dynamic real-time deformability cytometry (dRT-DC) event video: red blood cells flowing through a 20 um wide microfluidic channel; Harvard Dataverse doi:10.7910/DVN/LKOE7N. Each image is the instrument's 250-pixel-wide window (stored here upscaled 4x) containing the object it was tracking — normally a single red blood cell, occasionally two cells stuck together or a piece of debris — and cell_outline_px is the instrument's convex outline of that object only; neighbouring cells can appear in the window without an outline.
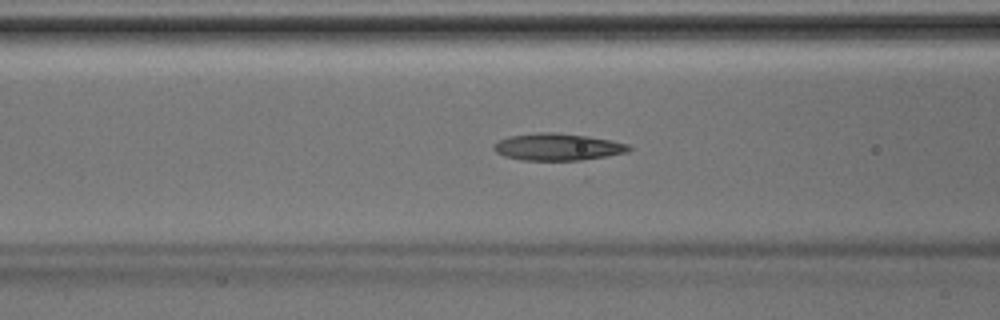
{"species": "Egyptian fruit bat (a non-hibernating species)", "species_latin": "Rousettus aegyptiacus", "temperature_condition": "room temperature", "stored_images_in_passage": 43, "camera_frame_rate_fps": 3000, "um_per_image_px": 0.085, "animal": {"sex": "male"}, "frame": {"image": 1, "passage_image": 17, "time_ms": 5.333, "image_size_px": [1000, 320], "cell_outline_px": [[632, 148], [628, 152], [580, 160], [520, 160], [504, 156], [496, 152], [492, 148], [492, 144], [508, 136], [536, 132], [556, 132], [588, 136], [628, 144]], "centroid_in_image_um": [47.34, 12.48], "position_along_channel_um": 119.3, "area_um2": 21.27}}
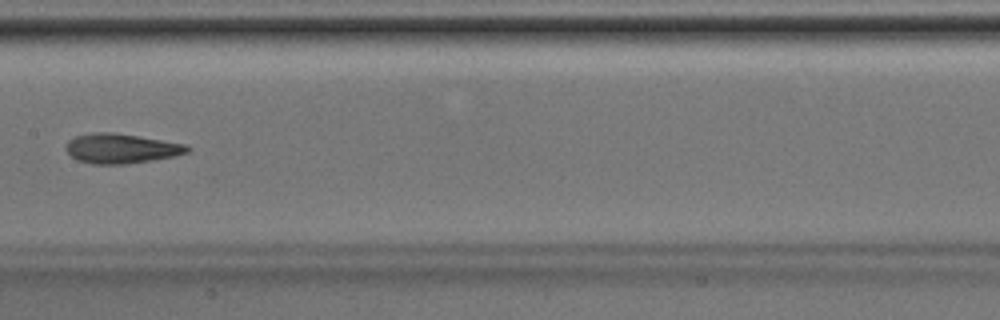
{"frame": {"image": 2, "passage_image": 22, "time_ms": 7.0, "image_size_px": [1000, 320], "cell_outline_px": [[192, 148], [188, 152], [176, 156], [152, 160], [124, 164], [92, 164], [76, 160], [64, 148], [68, 140], [76, 136], [92, 132], [112, 132], [188, 144]], "centroid_in_image_um": [10.31, 12.62], "position_along_channel_um": 197.1, "area_um2": 21.15}}
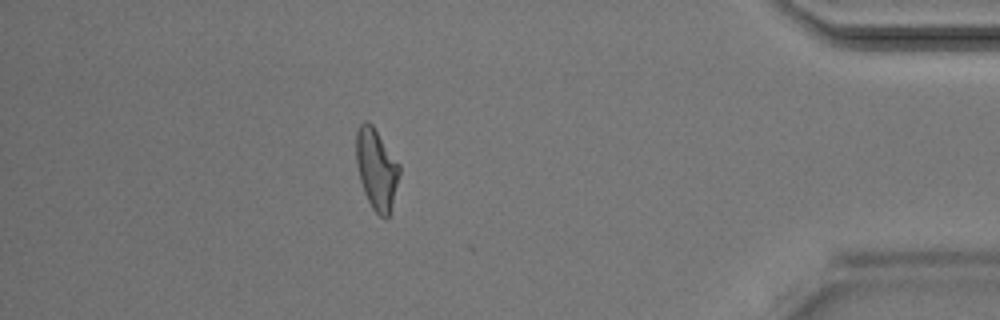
{"frame": {"image": 3, "passage_image": 38, "time_ms": 12.333, "image_size_px": [1000, 320], "cell_outline_px": [[400, 172], [388, 216], [384, 220], [372, 208], [364, 192], [360, 180], [356, 164], [356, 132], [360, 124], [364, 120], [368, 120], [372, 124], [400, 164]], "centroid_in_image_um": [31.98, 14.33], "position_along_channel_um": 403.2, "area_um2": 20.23}}